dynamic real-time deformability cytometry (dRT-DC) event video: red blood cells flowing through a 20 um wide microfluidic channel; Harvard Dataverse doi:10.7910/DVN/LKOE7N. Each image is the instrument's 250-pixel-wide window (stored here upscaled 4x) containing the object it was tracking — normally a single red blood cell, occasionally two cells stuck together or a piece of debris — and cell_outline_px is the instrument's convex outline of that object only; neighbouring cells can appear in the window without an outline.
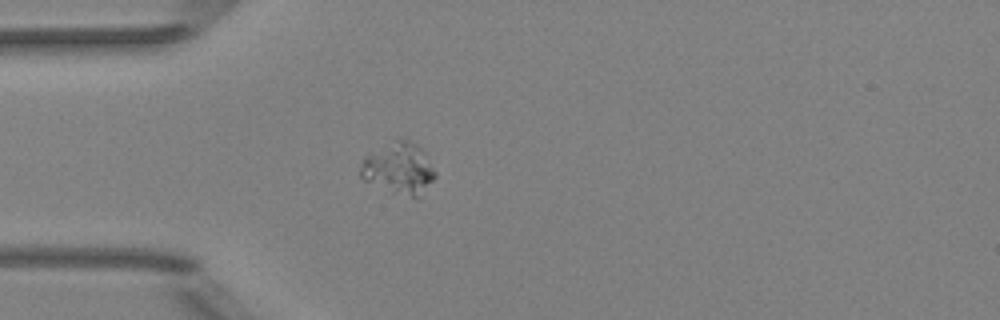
{"species": "Egyptian fruit bat (a non-hibernating species)", "species_latin": "Rousettus aegyptiacus", "temperature_condition": "room temperature", "stored_images_in_passage": 4, "camera_frame_rate_fps": 3000, "um_per_image_px": 0.085, "animal": {"sex": "female"}, "frame": {"image": 1, "passage_image": 4, "time_ms": 3.667, "image_size_px": [1000, 320], "cell_outline_px": [[436, 176], [416, 200], [392, 192], [364, 180], [360, 176], [360, 164], [364, 156], [396, 136], [400, 136], [412, 140], [424, 152], [436, 172]], "centroid_in_image_um": [33.88, 14.27], "position_along_channel_um": 51.1, "area_um2": 22.95}}